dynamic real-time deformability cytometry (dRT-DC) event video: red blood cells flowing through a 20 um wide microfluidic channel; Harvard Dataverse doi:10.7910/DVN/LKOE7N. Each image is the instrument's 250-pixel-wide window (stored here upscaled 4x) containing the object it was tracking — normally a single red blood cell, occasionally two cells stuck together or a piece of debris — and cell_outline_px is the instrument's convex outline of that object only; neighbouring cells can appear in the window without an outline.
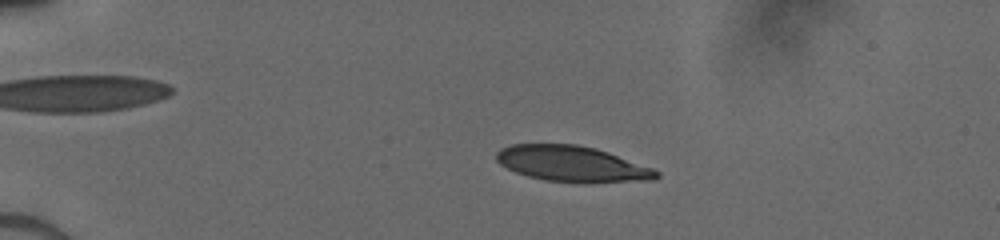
{"species": "human", "species_latin": "Homo sapiens", "temperature_condition": "cold", "stored_images_in_passage": 41, "camera_frame_rate_fps": 3000, "um_per_image_px": 0.085, "donor": {"sex": "male"}, "frame": {"image": 1, "passage_image": 2, "time_ms": 0.333, "image_size_px": [1000, 240], "cell_outline_px": [[660, 176], [656, 180], [544, 180], [528, 176], [516, 172], [500, 164], [496, 160], [496, 152], [500, 148], [512, 144], [576, 144], [596, 148], [608, 152], [652, 168], [660, 172]], "centroid_in_image_um": [48.56, 13.87], "position_along_channel_um": 36.4, "area_um2": 32.19}}
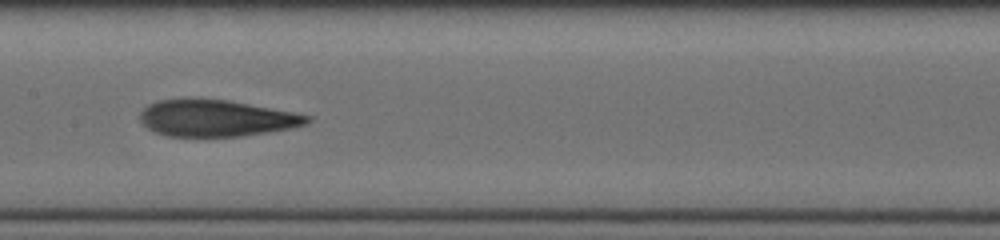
{"frame": {"image": 2, "passage_image": 18, "time_ms": 5.667, "image_size_px": [1000, 240], "cell_outline_px": [[312, 120], [308, 124], [292, 128], [268, 132], [240, 136], [168, 136], [156, 132], [148, 128], [140, 120], [140, 112], [148, 104], [160, 100], [184, 96], [192, 96], [228, 100], [292, 112], [312, 116]], "centroid_in_image_um": [18.36, 10.01], "position_along_channel_um": 189.0, "area_um2": 36.18}}
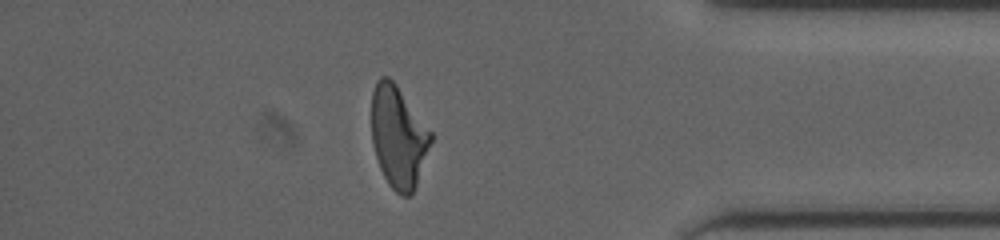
{"frame": {"image": 3, "passage_image": 35, "time_ms": 11.333, "image_size_px": [1000, 240], "cell_outline_px": [[432, 140], [412, 196], [400, 196], [388, 184], [380, 168], [372, 144], [372, 92], [376, 80], [380, 76], [388, 76], [396, 84], [432, 132]], "centroid_in_image_um": [33.85, 11.63], "position_along_channel_um": 401.4, "area_um2": 35.08}}